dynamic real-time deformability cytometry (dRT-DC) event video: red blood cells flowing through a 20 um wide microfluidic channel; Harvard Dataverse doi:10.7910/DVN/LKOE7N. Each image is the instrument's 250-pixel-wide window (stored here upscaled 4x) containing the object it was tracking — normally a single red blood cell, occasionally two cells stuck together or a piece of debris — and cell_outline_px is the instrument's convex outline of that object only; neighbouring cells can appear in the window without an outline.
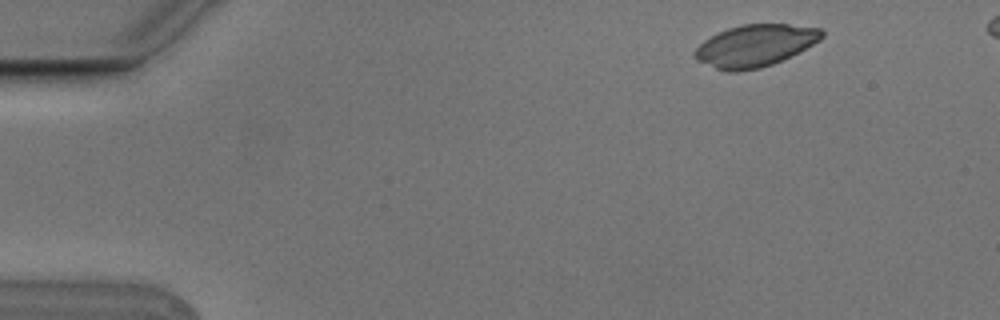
{"species": "Egyptian fruit bat (a non-hibernating species)", "species_latin": "Rousettus aegyptiacus", "temperature_condition": "cold", "stored_images_in_passage": 5, "camera_frame_rate_fps": 3000, "um_per_image_px": 0.085, "animal": {"sex": "male"}, "frame": {"image": 1, "passage_image": 1, "time_ms": 0.0, "image_size_px": [1000, 320], "cell_outline_px": [[824, 36], [820, 40], [800, 52], [772, 64], [760, 68], [736, 72], [728, 72], [716, 68], [696, 60], [692, 56], [692, 52], [704, 40], [728, 28], [740, 24], [788, 24], [820, 28], [824, 32]], "centroid_in_image_um": [64.18, 3.88], "position_along_channel_um": 20.8, "area_um2": 31.15}}